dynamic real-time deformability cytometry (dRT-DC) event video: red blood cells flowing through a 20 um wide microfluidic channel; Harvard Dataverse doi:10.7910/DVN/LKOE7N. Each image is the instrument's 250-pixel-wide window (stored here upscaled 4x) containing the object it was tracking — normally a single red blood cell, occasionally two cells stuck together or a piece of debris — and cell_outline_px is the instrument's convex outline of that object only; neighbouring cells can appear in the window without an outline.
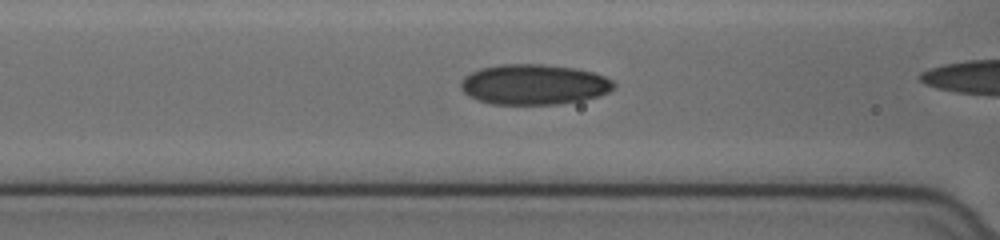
{"species": "human", "species_latin": "Homo sapiens", "temperature_condition": "cold", "stored_images_in_passage": 51, "camera_frame_rate_fps": 3000, "um_per_image_px": 0.085, "donor": {"sex": "female"}, "frame": {"image": 1, "passage_image": 29, "time_ms": 9.333, "image_size_px": [1000, 240], "cell_outline_px": [[616, 84], [608, 92], [600, 96], [584, 100], [560, 104], [492, 104], [476, 100], [468, 96], [460, 88], [460, 80], [464, 76], [480, 68], [500, 64], [544, 64], [572, 68], [592, 72], [604, 76], [612, 80]], "centroid_in_image_um": [45.35, 7.18], "position_along_channel_um": 121.2, "area_um2": 36.18}}
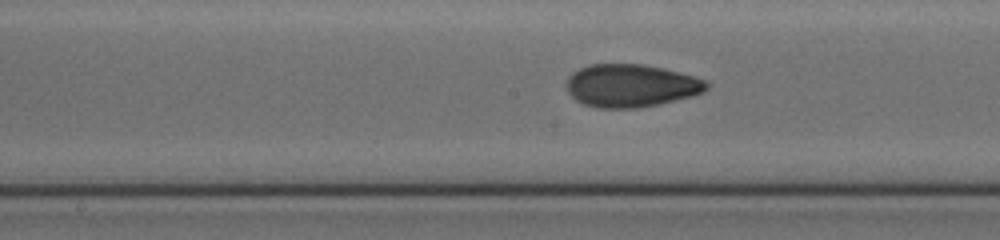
{"frame": {"image": 2, "passage_image": 35, "time_ms": 11.333, "image_size_px": [1000, 240], "cell_outline_px": [[712, 84], [704, 92], [692, 96], [660, 104], [640, 108], [600, 108], [584, 104], [576, 100], [568, 92], [564, 84], [568, 76], [572, 72], [588, 64], [644, 64], [664, 68], [696, 76]], "centroid_in_image_um": [53.64, 7.27], "position_along_channel_um": 194.6, "area_um2": 35.49}}
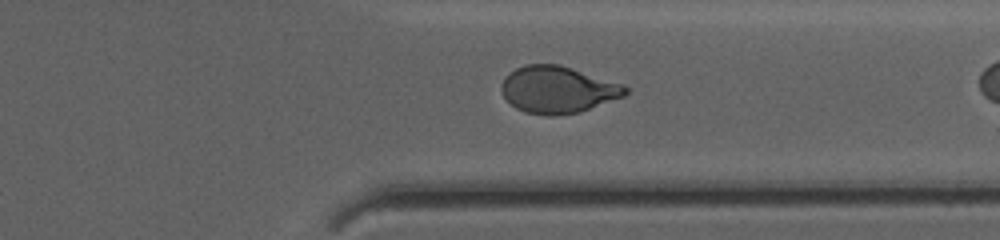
{"frame": {"image": 3, "passage_image": 49, "time_ms": 16.0, "image_size_px": [1000, 240], "cell_outline_px": [[628, 92], [624, 96], [580, 112], [552, 116], [548, 116], [524, 112], [516, 108], [504, 96], [500, 88], [500, 84], [504, 76], [516, 68], [524, 64], [560, 64], [620, 84], [628, 88]], "centroid_in_image_um": [47.36, 7.62], "position_along_channel_um": 364.0, "area_um2": 33.76}}